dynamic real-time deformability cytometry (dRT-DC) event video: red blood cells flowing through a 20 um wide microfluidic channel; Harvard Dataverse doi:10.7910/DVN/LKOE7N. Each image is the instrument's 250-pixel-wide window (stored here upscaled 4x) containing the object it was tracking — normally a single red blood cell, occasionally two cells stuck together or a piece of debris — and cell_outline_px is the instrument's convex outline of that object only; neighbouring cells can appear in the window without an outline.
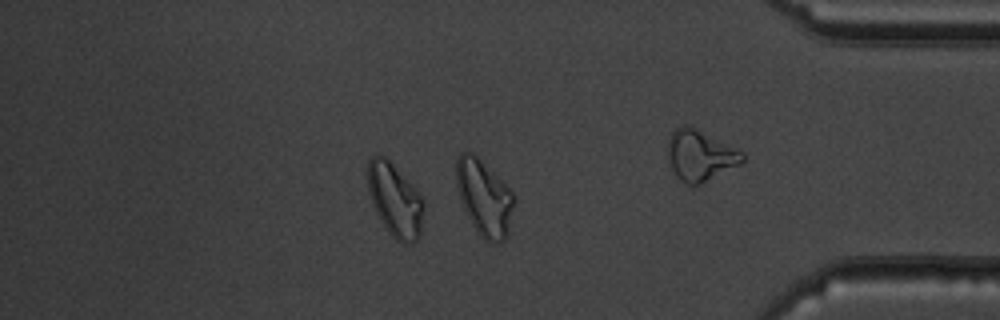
{"species": "common noctule bat (a hibernating species)", "species_latin": "Nyctalus noctula", "temperature_condition": "warm", "stored_images_in_passage": 43, "camera_frame_rate_fps": 3000, "um_per_image_px": 0.085, "animal": {"sex": "male", "body_mass_g": 19.5, "forearm_length_mm": 54.6}, "frame": {"image": 1, "passage_image": 43, "time_ms": 14.0, "image_size_px": [1000, 320], "cell_outline_px": [[516, 200], [508, 236], [500, 244], [496, 244], [484, 240], [480, 236], [472, 224], [464, 208], [456, 184], [456, 156], [460, 152], [472, 152], [516, 196]], "centroid_in_image_um": [41.18, 16.86], "position_along_channel_um": 394.0, "area_um2": 25.55}, "authors_computed_cell_mechanics": {"area_um2": 21.2704, "velocity_mm_per_s": 3.9161, "shape_relaxation_time_tau1_ms": null, "shape_relaxation_time_tau2_ms": 3.5403, "deformation_change_tau1": null, "deformation_change_tau2": 0.0937}}